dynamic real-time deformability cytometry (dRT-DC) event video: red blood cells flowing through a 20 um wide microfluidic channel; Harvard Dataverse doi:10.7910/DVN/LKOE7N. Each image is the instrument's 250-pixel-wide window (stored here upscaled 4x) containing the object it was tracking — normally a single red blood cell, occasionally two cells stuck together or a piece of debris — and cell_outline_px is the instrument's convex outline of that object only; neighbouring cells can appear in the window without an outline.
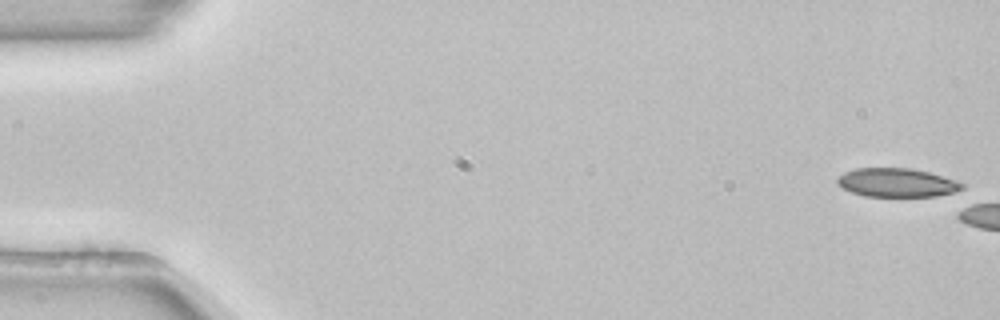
{"species": "common noctule bat (a hibernating species)", "species_latin": "Nyctalus noctula", "temperature_condition": "room temperature", "stored_images_in_passage": 5, "camera_frame_rate_fps": 3000, "um_per_image_px": 0.085, "animal": {"sex": "female", "body_mass_g": 22.7, "forearm_length_mm": 54.2}, "frame": {"image": 1, "passage_image": 1, "time_ms": 0.0, "image_size_px": [1000, 320], "cell_outline_px": [[964, 188], [956, 192], [936, 196], [864, 196], [852, 192], [836, 184], [836, 180], [844, 172], [856, 168], [912, 168], [928, 172], [964, 184]], "centroid_in_image_um": [76.21, 15.52], "position_along_channel_um": 8.8, "area_um2": 20.69}}